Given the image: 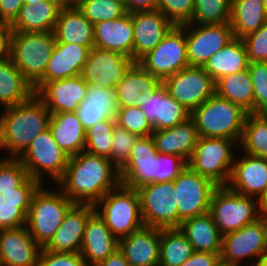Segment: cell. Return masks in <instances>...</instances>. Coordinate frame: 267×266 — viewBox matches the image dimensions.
Masks as SVG:
<instances>
[{
  "instance_id": "61",
  "label": "cell",
  "mask_w": 267,
  "mask_h": 266,
  "mask_svg": "<svg viewBox=\"0 0 267 266\" xmlns=\"http://www.w3.org/2000/svg\"><path fill=\"white\" fill-rule=\"evenodd\" d=\"M259 266H267V253L265 254V256L263 257V260L261 262V265Z\"/></svg>"
},
{
  "instance_id": "56",
  "label": "cell",
  "mask_w": 267,
  "mask_h": 266,
  "mask_svg": "<svg viewBox=\"0 0 267 266\" xmlns=\"http://www.w3.org/2000/svg\"><path fill=\"white\" fill-rule=\"evenodd\" d=\"M97 266H130L123 253L117 249Z\"/></svg>"
},
{
  "instance_id": "29",
  "label": "cell",
  "mask_w": 267,
  "mask_h": 266,
  "mask_svg": "<svg viewBox=\"0 0 267 266\" xmlns=\"http://www.w3.org/2000/svg\"><path fill=\"white\" fill-rule=\"evenodd\" d=\"M133 42L134 30L129 12L121 18L94 24V47L129 56L133 60Z\"/></svg>"
},
{
  "instance_id": "57",
  "label": "cell",
  "mask_w": 267,
  "mask_h": 266,
  "mask_svg": "<svg viewBox=\"0 0 267 266\" xmlns=\"http://www.w3.org/2000/svg\"><path fill=\"white\" fill-rule=\"evenodd\" d=\"M61 8L77 7L79 0H52Z\"/></svg>"
},
{
  "instance_id": "27",
  "label": "cell",
  "mask_w": 267,
  "mask_h": 266,
  "mask_svg": "<svg viewBox=\"0 0 267 266\" xmlns=\"http://www.w3.org/2000/svg\"><path fill=\"white\" fill-rule=\"evenodd\" d=\"M119 249V240L95 211L88 219L80 253L87 266H97Z\"/></svg>"
},
{
  "instance_id": "14",
  "label": "cell",
  "mask_w": 267,
  "mask_h": 266,
  "mask_svg": "<svg viewBox=\"0 0 267 266\" xmlns=\"http://www.w3.org/2000/svg\"><path fill=\"white\" fill-rule=\"evenodd\" d=\"M217 187L213 181L194 172L189 166L178 175L174 180V189L179 227L184 220L209 212L212 194Z\"/></svg>"
},
{
  "instance_id": "10",
  "label": "cell",
  "mask_w": 267,
  "mask_h": 266,
  "mask_svg": "<svg viewBox=\"0 0 267 266\" xmlns=\"http://www.w3.org/2000/svg\"><path fill=\"white\" fill-rule=\"evenodd\" d=\"M266 253L265 228L260 218L222 236L220 262L223 266H259Z\"/></svg>"
},
{
  "instance_id": "58",
  "label": "cell",
  "mask_w": 267,
  "mask_h": 266,
  "mask_svg": "<svg viewBox=\"0 0 267 266\" xmlns=\"http://www.w3.org/2000/svg\"><path fill=\"white\" fill-rule=\"evenodd\" d=\"M258 202H259V211L267 212V188H266L265 193L258 200Z\"/></svg>"
},
{
  "instance_id": "20",
  "label": "cell",
  "mask_w": 267,
  "mask_h": 266,
  "mask_svg": "<svg viewBox=\"0 0 267 266\" xmlns=\"http://www.w3.org/2000/svg\"><path fill=\"white\" fill-rule=\"evenodd\" d=\"M235 157L226 185L232 191L258 200L267 188V160L241 153Z\"/></svg>"
},
{
  "instance_id": "32",
  "label": "cell",
  "mask_w": 267,
  "mask_h": 266,
  "mask_svg": "<svg viewBox=\"0 0 267 266\" xmlns=\"http://www.w3.org/2000/svg\"><path fill=\"white\" fill-rule=\"evenodd\" d=\"M53 33L59 43L94 47V24L77 7L60 10Z\"/></svg>"
},
{
  "instance_id": "51",
  "label": "cell",
  "mask_w": 267,
  "mask_h": 266,
  "mask_svg": "<svg viewBox=\"0 0 267 266\" xmlns=\"http://www.w3.org/2000/svg\"><path fill=\"white\" fill-rule=\"evenodd\" d=\"M37 266H87L81 253H56L41 249Z\"/></svg>"
},
{
  "instance_id": "8",
  "label": "cell",
  "mask_w": 267,
  "mask_h": 266,
  "mask_svg": "<svg viewBox=\"0 0 267 266\" xmlns=\"http://www.w3.org/2000/svg\"><path fill=\"white\" fill-rule=\"evenodd\" d=\"M237 146V141L227 138L199 137L188 166L217 186H226L237 155L234 152Z\"/></svg>"
},
{
  "instance_id": "36",
  "label": "cell",
  "mask_w": 267,
  "mask_h": 266,
  "mask_svg": "<svg viewBox=\"0 0 267 266\" xmlns=\"http://www.w3.org/2000/svg\"><path fill=\"white\" fill-rule=\"evenodd\" d=\"M248 65L249 60L244 41L234 38L209 58L203 69L216 82L221 77L248 69Z\"/></svg>"
},
{
  "instance_id": "24",
  "label": "cell",
  "mask_w": 267,
  "mask_h": 266,
  "mask_svg": "<svg viewBox=\"0 0 267 266\" xmlns=\"http://www.w3.org/2000/svg\"><path fill=\"white\" fill-rule=\"evenodd\" d=\"M41 249L26 226L0 230L2 266H37Z\"/></svg>"
},
{
  "instance_id": "46",
  "label": "cell",
  "mask_w": 267,
  "mask_h": 266,
  "mask_svg": "<svg viewBox=\"0 0 267 266\" xmlns=\"http://www.w3.org/2000/svg\"><path fill=\"white\" fill-rule=\"evenodd\" d=\"M137 134L131 133L125 128L115 125L113 131L111 163L120 170L128 161L132 148L138 138Z\"/></svg>"
},
{
  "instance_id": "55",
  "label": "cell",
  "mask_w": 267,
  "mask_h": 266,
  "mask_svg": "<svg viewBox=\"0 0 267 266\" xmlns=\"http://www.w3.org/2000/svg\"><path fill=\"white\" fill-rule=\"evenodd\" d=\"M126 11H152L157 9V0H124Z\"/></svg>"
},
{
  "instance_id": "5",
  "label": "cell",
  "mask_w": 267,
  "mask_h": 266,
  "mask_svg": "<svg viewBox=\"0 0 267 266\" xmlns=\"http://www.w3.org/2000/svg\"><path fill=\"white\" fill-rule=\"evenodd\" d=\"M54 187L57 190L45 185L39 187L26 216V227L41 248L50 242L65 214L75 204L57 186Z\"/></svg>"
},
{
  "instance_id": "13",
  "label": "cell",
  "mask_w": 267,
  "mask_h": 266,
  "mask_svg": "<svg viewBox=\"0 0 267 266\" xmlns=\"http://www.w3.org/2000/svg\"><path fill=\"white\" fill-rule=\"evenodd\" d=\"M138 63L162 82L188 67L185 24L174 26L164 39Z\"/></svg>"
},
{
  "instance_id": "18",
  "label": "cell",
  "mask_w": 267,
  "mask_h": 266,
  "mask_svg": "<svg viewBox=\"0 0 267 266\" xmlns=\"http://www.w3.org/2000/svg\"><path fill=\"white\" fill-rule=\"evenodd\" d=\"M157 155L152 135L140 136L126 164L119 170L121 184L130 189L156 183Z\"/></svg>"
},
{
  "instance_id": "33",
  "label": "cell",
  "mask_w": 267,
  "mask_h": 266,
  "mask_svg": "<svg viewBox=\"0 0 267 266\" xmlns=\"http://www.w3.org/2000/svg\"><path fill=\"white\" fill-rule=\"evenodd\" d=\"M49 129L58 146L69 157L85 150L86 130L75 112L52 113Z\"/></svg>"
},
{
  "instance_id": "9",
  "label": "cell",
  "mask_w": 267,
  "mask_h": 266,
  "mask_svg": "<svg viewBox=\"0 0 267 266\" xmlns=\"http://www.w3.org/2000/svg\"><path fill=\"white\" fill-rule=\"evenodd\" d=\"M209 213L222 236L255 222L259 216L258 199L218 186L211 198Z\"/></svg>"
},
{
  "instance_id": "12",
  "label": "cell",
  "mask_w": 267,
  "mask_h": 266,
  "mask_svg": "<svg viewBox=\"0 0 267 266\" xmlns=\"http://www.w3.org/2000/svg\"><path fill=\"white\" fill-rule=\"evenodd\" d=\"M144 226L179 228V212L176 203L174 181L149 183L136 189Z\"/></svg>"
},
{
  "instance_id": "21",
  "label": "cell",
  "mask_w": 267,
  "mask_h": 266,
  "mask_svg": "<svg viewBox=\"0 0 267 266\" xmlns=\"http://www.w3.org/2000/svg\"><path fill=\"white\" fill-rule=\"evenodd\" d=\"M88 84L81 75L45 82L35 94L49 112H75L85 99Z\"/></svg>"
},
{
  "instance_id": "28",
  "label": "cell",
  "mask_w": 267,
  "mask_h": 266,
  "mask_svg": "<svg viewBox=\"0 0 267 266\" xmlns=\"http://www.w3.org/2000/svg\"><path fill=\"white\" fill-rule=\"evenodd\" d=\"M160 228L143 226L119 240L130 266H159Z\"/></svg>"
},
{
  "instance_id": "60",
  "label": "cell",
  "mask_w": 267,
  "mask_h": 266,
  "mask_svg": "<svg viewBox=\"0 0 267 266\" xmlns=\"http://www.w3.org/2000/svg\"><path fill=\"white\" fill-rule=\"evenodd\" d=\"M39 1H42V0H23L24 4H29V5L36 4Z\"/></svg>"
},
{
  "instance_id": "35",
  "label": "cell",
  "mask_w": 267,
  "mask_h": 266,
  "mask_svg": "<svg viewBox=\"0 0 267 266\" xmlns=\"http://www.w3.org/2000/svg\"><path fill=\"white\" fill-rule=\"evenodd\" d=\"M179 229L185 234L194 251L221 253L222 234L209 212L184 220Z\"/></svg>"
},
{
  "instance_id": "15",
  "label": "cell",
  "mask_w": 267,
  "mask_h": 266,
  "mask_svg": "<svg viewBox=\"0 0 267 266\" xmlns=\"http://www.w3.org/2000/svg\"><path fill=\"white\" fill-rule=\"evenodd\" d=\"M189 66L203 67L207 60L234 39L230 23L185 24Z\"/></svg>"
},
{
  "instance_id": "17",
  "label": "cell",
  "mask_w": 267,
  "mask_h": 266,
  "mask_svg": "<svg viewBox=\"0 0 267 266\" xmlns=\"http://www.w3.org/2000/svg\"><path fill=\"white\" fill-rule=\"evenodd\" d=\"M133 62L129 56L93 47L90 49L81 76L88 85L116 89Z\"/></svg>"
},
{
  "instance_id": "7",
  "label": "cell",
  "mask_w": 267,
  "mask_h": 266,
  "mask_svg": "<svg viewBox=\"0 0 267 266\" xmlns=\"http://www.w3.org/2000/svg\"><path fill=\"white\" fill-rule=\"evenodd\" d=\"M55 43L53 32H12L10 58L32 86L44 75Z\"/></svg>"
},
{
  "instance_id": "1",
  "label": "cell",
  "mask_w": 267,
  "mask_h": 266,
  "mask_svg": "<svg viewBox=\"0 0 267 266\" xmlns=\"http://www.w3.org/2000/svg\"><path fill=\"white\" fill-rule=\"evenodd\" d=\"M120 184V172L109 159L83 151L69 157L56 186L74 203L95 204Z\"/></svg>"
},
{
  "instance_id": "4",
  "label": "cell",
  "mask_w": 267,
  "mask_h": 266,
  "mask_svg": "<svg viewBox=\"0 0 267 266\" xmlns=\"http://www.w3.org/2000/svg\"><path fill=\"white\" fill-rule=\"evenodd\" d=\"M248 113L214 93L191 112L200 137L227 138L239 143Z\"/></svg>"
},
{
  "instance_id": "47",
  "label": "cell",
  "mask_w": 267,
  "mask_h": 266,
  "mask_svg": "<svg viewBox=\"0 0 267 266\" xmlns=\"http://www.w3.org/2000/svg\"><path fill=\"white\" fill-rule=\"evenodd\" d=\"M254 89V113L267 114V62H249Z\"/></svg>"
},
{
  "instance_id": "49",
  "label": "cell",
  "mask_w": 267,
  "mask_h": 266,
  "mask_svg": "<svg viewBox=\"0 0 267 266\" xmlns=\"http://www.w3.org/2000/svg\"><path fill=\"white\" fill-rule=\"evenodd\" d=\"M187 166L188 163L177 155L158 154L156 183L174 181Z\"/></svg>"
},
{
  "instance_id": "48",
  "label": "cell",
  "mask_w": 267,
  "mask_h": 266,
  "mask_svg": "<svg viewBox=\"0 0 267 266\" xmlns=\"http://www.w3.org/2000/svg\"><path fill=\"white\" fill-rule=\"evenodd\" d=\"M195 0H157V10L175 26L189 23L193 17Z\"/></svg>"
},
{
  "instance_id": "2",
  "label": "cell",
  "mask_w": 267,
  "mask_h": 266,
  "mask_svg": "<svg viewBox=\"0 0 267 266\" xmlns=\"http://www.w3.org/2000/svg\"><path fill=\"white\" fill-rule=\"evenodd\" d=\"M0 113V152L18 158L29 144L49 128L51 113L34 93L28 100L2 109Z\"/></svg>"
},
{
  "instance_id": "54",
  "label": "cell",
  "mask_w": 267,
  "mask_h": 266,
  "mask_svg": "<svg viewBox=\"0 0 267 266\" xmlns=\"http://www.w3.org/2000/svg\"><path fill=\"white\" fill-rule=\"evenodd\" d=\"M11 35V24L0 22V60L10 57Z\"/></svg>"
},
{
  "instance_id": "19",
  "label": "cell",
  "mask_w": 267,
  "mask_h": 266,
  "mask_svg": "<svg viewBox=\"0 0 267 266\" xmlns=\"http://www.w3.org/2000/svg\"><path fill=\"white\" fill-rule=\"evenodd\" d=\"M134 30L133 61L153 50L175 26L159 10L131 13Z\"/></svg>"
},
{
  "instance_id": "26",
  "label": "cell",
  "mask_w": 267,
  "mask_h": 266,
  "mask_svg": "<svg viewBox=\"0 0 267 266\" xmlns=\"http://www.w3.org/2000/svg\"><path fill=\"white\" fill-rule=\"evenodd\" d=\"M140 107L153 131L174 127L191 117V112L169 95L163 84Z\"/></svg>"
},
{
  "instance_id": "31",
  "label": "cell",
  "mask_w": 267,
  "mask_h": 266,
  "mask_svg": "<svg viewBox=\"0 0 267 266\" xmlns=\"http://www.w3.org/2000/svg\"><path fill=\"white\" fill-rule=\"evenodd\" d=\"M152 137L158 154L177 155L188 163L200 136L190 117L174 127L153 131Z\"/></svg>"
},
{
  "instance_id": "59",
  "label": "cell",
  "mask_w": 267,
  "mask_h": 266,
  "mask_svg": "<svg viewBox=\"0 0 267 266\" xmlns=\"http://www.w3.org/2000/svg\"><path fill=\"white\" fill-rule=\"evenodd\" d=\"M259 218L262 220L265 228L266 244H267V212H260Z\"/></svg>"
},
{
  "instance_id": "25",
  "label": "cell",
  "mask_w": 267,
  "mask_h": 266,
  "mask_svg": "<svg viewBox=\"0 0 267 266\" xmlns=\"http://www.w3.org/2000/svg\"><path fill=\"white\" fill-rule=\"evenodd\" d=\"M162 85V81L146 71L138 62H133L117 84L119 108L141 106Z\"/></svg>"
},
{
  "instance_id": "39",
  "label": "cell",
  "mask_w": 267,
  "mask_h": 266,
  "mask_svg": "<svg viewBox=\"0 0 267 266\" xmlns=\"http://www.w3.org/2000/svg\"><path fill=\"white\" fill-rule=\"evenodd\" d=\"M215 93L247 113H254V89L248 69L219 78L215 82Z\"/></svg>"
},
{
  "instance_id": "34",
  "label": "cell",
  "mask_w": 267,
  "mask_h": 266,
  "mask_svg": "<svg viewBox=\"0 0 267 266\" xmlns=\"http://www.w3.org/2000/svg\"><path fill=\"white\" fill-rule=\"evenodd\" d=\"M61 9L52 0L24 4L11 24L12 32H53Z\"/></svg>"
},
{
  "instance_id": "11",
  "label": "cell",
  "mask_w": 267,
  "mask_h": 266,
  "mask_svg": "<svg viewBox=\"0 0 267 266\" xmlns=\"http://www.w3.org/2000/svg\"><path fill=\"white\" fill-rule=\"evenodd\" d=\"M18 159L29 176L44 185L46 178L43 175H48L55 184L62 178L69 156L58 146L48 128L29 144Z\"/></svg>"
},
{
  "instance_id": "23",
  "label": "cell",
  "mask_w": 267,
  "mask_h": 266,
  "mask_svg": "<svg viewBox=\"0 0 267 266\" xmlns=\"http://www.w3.org/2000/svg\"><path fill=\"white\" fill-rule=\"evenodd\" d=\"M90 48L56 41L44 75L33 85L36 92L45 82L81 75Z\"/></svg>"
},
{
  "instance_id": "37",
  "label": "cell",
  "mask_w": 267,
  "mask_h": 266,
  "mask_svg": "<svg viewBox=\"0 0 267 266\" xmlns=\"http://www.w3.org/2000/svg\"><path fill=\"white\" fill-rule=\"evenodd\" d=\"M35 93L31 83L11 58L0 60V107L7 108L28 100Z\"/></svg>"
},
{
  "instance_id": "43",
  "label": "cell",
  "mask_w": 267,
  "mask_h": 266,
  "mask_svg": "<svg viewBox=\"0 0 267 266\" xmlns=\"http://www.w3.org/2000/svg\"><path fill=\"white\" fill-rule=\"evenodd\" d=\"M231 0H195L189 23L225 24L230 22Z\"/></svg>"
},
{
  "instance_id": "62",
  "label": "cell",
  "mask_w": 267,
  "mask_h": 266,
  "mask_svg": "<svg viewBox=\"0 0 267 266\" xmlns=\"http://www.w3.org/2000/svg\"><path fill=\"white\" fill-rule=\"evenodd\" d=\"M263 2H264L265 9L267 11V0H263Z\"/></svg>"
},
{
  "instance_id": "42",
  "label": "cell",
  "mask_w": 267,
  "mask_h": 266,
  "mask_svg": "<svg viewBox=\"0 0 267 266\" xmlns=\"http://www.w3.org/2000/svg\"><path fill=\"white\" fill-rule=\"evenodd\" d=\"M115 119H104L86 130V152L111 160Z\"/></svg>"
},
{
  "instance_id": "53",
  "label": "cell",
  "mask_w": 267,
  "mask_h": 266,
  "mask_svg": "<svg viewBox=\"0 0 267 266\" xmlns=\"http://www.w3.org/2000/svg\"><path fill=\"white\" fill-rule=\"evenodd\" d=\"M23 5V0H0V22L12 24Z\"/></svg>"
},
{
  "instance_id": "41",
  "label": "cell",
  "mask_w": 267,
  "mask_h": 266,
  "mask_svg": "<svg viewBox=\"0 0 267 266\" xmlns=\"http://www.w3.org/2000/svg\"><path fill=\"white\" fill-rule=\"evenodd\" d=\"M238 145L244 153L267 160V114L246 115Z\"/></svg>"
},
{
  "instance_id": "22",
  "label": "cell",
  "mask_w": 267,
  "mask_h": 266,
  "mask_svg": "<svg viewBox=\"0 0 267 266\" xmlns=\"http://www.w3.org/2000/svg\"><path fill=\"white\" fill-rule=\"evenodd\" d=\"M94 212V204L75 203L44 249L56 253H79L87 221Z\"/></svg>"
},
{
  "instance_id": "40",
  "label": "cell",
  "mask_w": 267,
  "mask_h": 266,
  "mask_svg": "<svg viewBox=\"0 0 267 266\" xmlns=\"http://www.w3.org/2000/svg\"><path fill=\"white\" fill-rule=\"evenodd\" d=\"M194 250L179 228L160 229L159 266H180Z\"/></svg>"
},
{
  "instance_id": "30",
  "label": "cell",
  "mask_w": 267,
  "mask_h": 266,
  "mask_svg": "<svg viewBox=\"0 0 267 266\" xmlns=\"http://www.w3.org/2000/svg\"><path fill=\"white\" fill-rule=\"evenodd\" d=\"M118 109L116 89L88 85L86 97L75 113L87 130L104 119H115Z\"/></svg>"
},
{
  "instance_id": "45",
  "label": "cell",
  "mask_w": 267,
  "mask_h": 266,
  "mask_svg": "<svg viewBox=\"0 0 267 266\" xmlns=\"http://www.w3.org/2000/svg\"><path fill=\"white\" fill-rule=\"evenodd\" d=\"M116 125L138 136H149L153 128L140 106L119 108L115 118Z\"/></svg>"
},
{
  "instance_id": "16",
  "label": "cell",
  "mask_w": 267,
  "mask_h": 266,
  "mask_svg": "<svg viewBox=\"0 0 267 266\" xmlns=\"http://www.w3.org/2000/svg\"><path fill=\"white\" fill-rule=\"evenodd\" d=\"M162 84L168 94L190 112L215 93L214 80L203 67L198 66H188L166 78Z\"/></svg>"
},
{
  "instance_id": "6",
  "label": "cell",
  "mask_w": 267,
  "mask_h": 266,
  "mask_svg": "<svg viewBox=\"0 0 267 266\" xmlns=\"http://www.w3.org/2000/svg\"><path fill=\"white\" fill-rule=\"evenodd\" d=\"M94 208L118 240L144 226L136 189L126 188L120 184L98 200Z\"/></svg>"
},
{
  "instance_id": "3",
  "label": "cell",
  "mask_w": 267,
  "mask_h": 266,
  "mask_svg": "<svg viewBox=\"0 0 267 266\" xmlns=\"http://www.w3.org/2000/svg\"><path fill=\"white\" fill-rule=\"evenodd\" d=\"M41 185L18 158L0 156V230L26 226L33 195Z\"/></svg>"
},
{
  "instance_id": "44",
  "label": "cell",
  "mask_w": 267,
  "mask_h": 266,
  "mask_svg": "<svg viewBox=\"0 0 267 266\" xmlns=\"http://www.w3.org/2000/svg\"><path fill=\"white\" fill-rule=\"evenodd\" d=\"M77 8L92 24L104 20H115L127 13L124 1L79 0Z\"/></svg>"
},
{
  "instance_id": "38",
  "label": "cell",
  "mask_w": 267,
  "mask_h": 266,
  "mask_svg": "<svg viewBox=\"0 0 267 266\" xmlns=\"http://www.w3.org/2000/svg\"><path fill=\"white\" fill-rule=\"evenodd\" d=\"M267 22L263 0H231L230 25L234 38L243 39Z\"/></svg>"
},
{
  "instance_id": "50",
  "label": "cell",
  "mask_w": 267,
  "mask_h": 266,
  "mask_svg": "<svg viewBox=\"0 0 267 266\" xmlns=\"http://www.w3.org/2000/svg\"><path fill=\"white\" fill-rule=\"evenodd\" d=\"M242 40L249 62H267V22Z\"/></svg>"
},
{
  "instance_id": "52",
  "label": "cell",
  "mask_w": 267,
  "mask_h": 266,
  "mask_svg": "<svg viewBox=\"0 0 267 266\" xmlns=\"http://www.w3.org/2000/svg\"><path fill=\"white\" fill-rule=\"evenodd\" d=\"M220 253H208L194 251L192 256L188 258L180 266H220Z\"/></svg>"
}]
</instances>
